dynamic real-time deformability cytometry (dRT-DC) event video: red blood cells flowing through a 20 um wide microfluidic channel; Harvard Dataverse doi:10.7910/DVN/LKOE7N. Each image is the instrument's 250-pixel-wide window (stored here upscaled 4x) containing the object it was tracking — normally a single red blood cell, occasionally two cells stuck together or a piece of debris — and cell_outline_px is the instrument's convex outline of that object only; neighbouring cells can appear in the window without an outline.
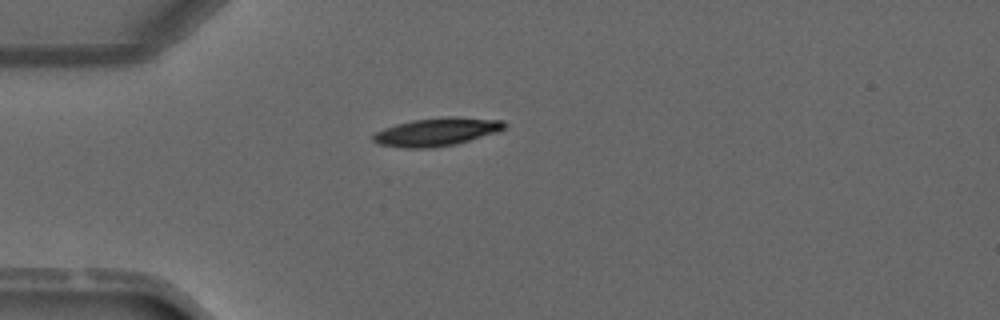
{"species": "common noctule bat (a hibernating species)", "species_latin": "Nyctalus noctula", "temperature_condition": "warm", "stored_images_in_passage": 1, "camera_frame_rate_fps": 3000, "um_per_image_px": 0.085, "animal": {"sex": "male", "forearm_length_mm": 52.5}, "frame": {"image": 1, "passage_image": 1, "time_ms": 0.0, "image_size_px": [1000, 320], "cell_outline_px": [[508, 124], [504, 128], [496, 132], [456, 144], [432, 148], [404, 148], [380, 144], [372, 140], [372, 136], [376, 132], [384, 128], [396, 124], [412, 120], [448, 116], [456, 116], [504, 120]], "centroid_in_image_um": [37.14, 11.2], "position_along_channel_um": 47.9, "area_um2": 21.56}}